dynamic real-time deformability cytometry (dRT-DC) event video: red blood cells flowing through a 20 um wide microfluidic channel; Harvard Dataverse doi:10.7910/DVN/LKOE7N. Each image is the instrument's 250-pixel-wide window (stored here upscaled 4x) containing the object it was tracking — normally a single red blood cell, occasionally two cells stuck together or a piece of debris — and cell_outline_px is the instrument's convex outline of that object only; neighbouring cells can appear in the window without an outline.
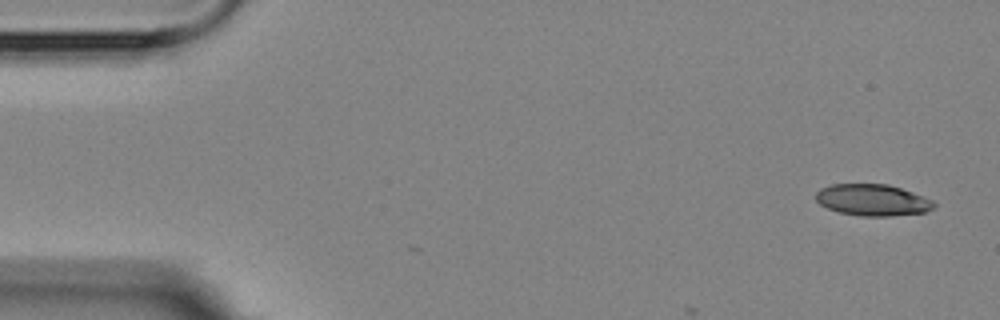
{"species": "Egyptian fruit bat (a non-hibernating species)", "species_latin": "Rousettus aegyptiacus", "temperature_condition": "room temperature", "stored_images_in_passage": 4, "camera_frame_rate_fps": 3000, "um_per_image_px": 0.085, "animal": {"sex": "female"}, "frame": {"image": 1, "passage_image": 1, "time_ms": 0.0, "image_size_px": [1000, 320], "cell_outline_px": [[936, 204], [932, 208], [924, 212], [888, 216], [860, 216], [840, 212], [828, 208], [820, 204], [816, 200], [816, 192], [820, 188], [832, 184], [888, 184], [924, 196], [932, 200]], "centroid_in_image_um": [74.15, 16.99], "position_along_channel_um": 10.9, "area_um2": 21.56}}
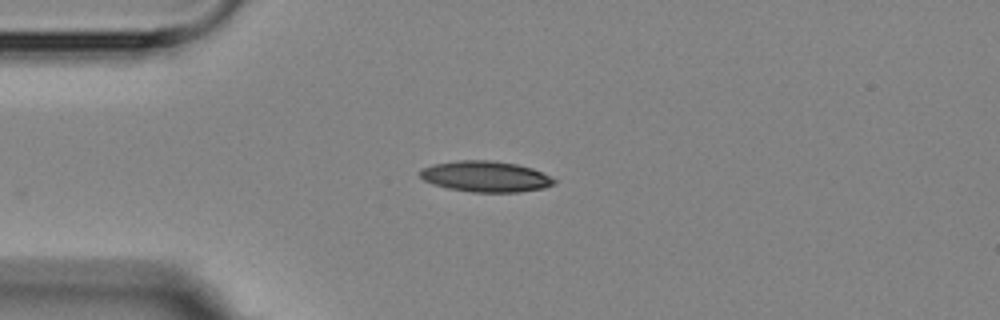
{"frame": {"image": 2, "passage_image": 4, "time_ms": 3.667, "image_size_px": [1000, 320], "cell_outline_px": [[556, 184], [544, 188], [520, 192], [472, 192], [448, 188], [432, 184], [424, 180], [420, 176], [420, 168], [432, 164], [456, 160], [492, 160], [516, 164], [532, 168], [556, 180]], "centroid_in_image_um": [41.25, 15.0], "position_along_channel_um": 43.8, "area_um2": 24.22}}